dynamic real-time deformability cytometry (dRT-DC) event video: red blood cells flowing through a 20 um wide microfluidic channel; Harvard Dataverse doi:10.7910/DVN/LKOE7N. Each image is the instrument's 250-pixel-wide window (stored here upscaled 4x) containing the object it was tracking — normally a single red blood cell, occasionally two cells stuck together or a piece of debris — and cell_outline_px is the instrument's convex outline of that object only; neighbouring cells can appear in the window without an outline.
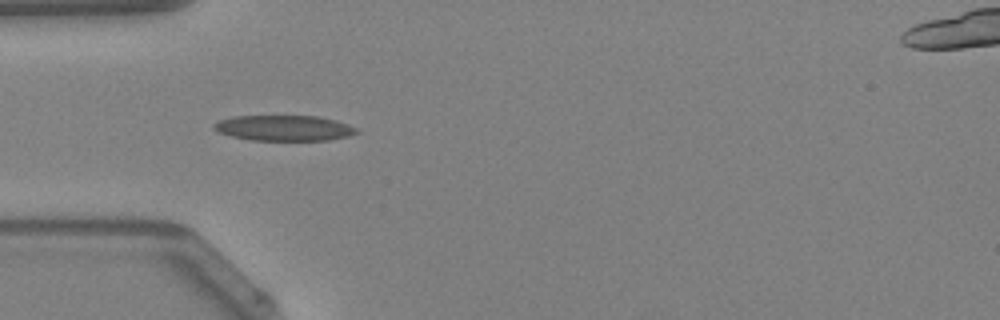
{"species": "Egyptian fruit bat (a non-hibernating species)", "species_latin": "Rousettus aegyptiacus", "temperature_condition": "warm", "stored_images_in_passage": 21, "camera_frame_rate_fps": 3000, "um_per_image_px": 0.085, "animal": {"sex": "female"}, "frame": {"image": 1, "passage_image": 4, "time_ms": 1.0, "image_size_px": [1000, 320], "cell_outline_px": [[360, 132], [348, 136], [328, 140], [252, 140], [232, 136], [220, 132], [212, 128], [212, 124], [220, 120], [232, 116], [316, 116], [336, 120], [348, 124], [356, 128]], "centroid_in_image_um": [24.15, 10.88], "position_along_channel_um": 60.9, "area_um2": 21.15}}
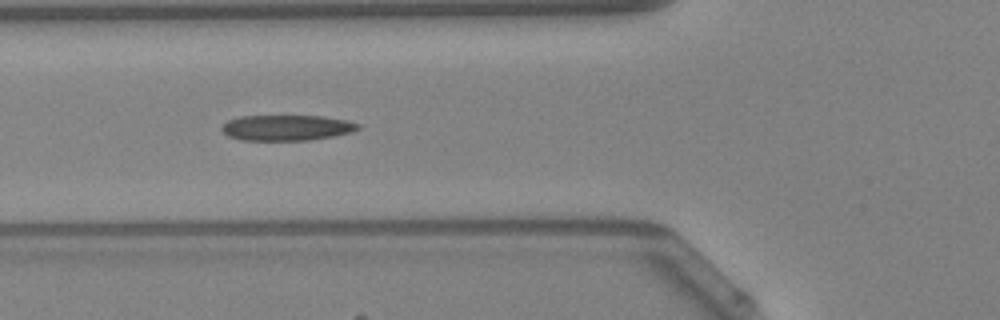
{"frame": {"image": 2, "passage_image": 7, "time_ms": 2.0, "image_size_px": [1000, 320], "cell_outline_px": [[360, 128], [352, 132], [332, 136], [308, 140], [244, 140], [228, 136], [220, 128], [228, 120], [240, 116], [324, 116], [348, 120], [360, 124]], "centroid_in_image_um": [24.39, 10.85], "position_along_channel_um": 101.4, "area_um2": 20.29}}